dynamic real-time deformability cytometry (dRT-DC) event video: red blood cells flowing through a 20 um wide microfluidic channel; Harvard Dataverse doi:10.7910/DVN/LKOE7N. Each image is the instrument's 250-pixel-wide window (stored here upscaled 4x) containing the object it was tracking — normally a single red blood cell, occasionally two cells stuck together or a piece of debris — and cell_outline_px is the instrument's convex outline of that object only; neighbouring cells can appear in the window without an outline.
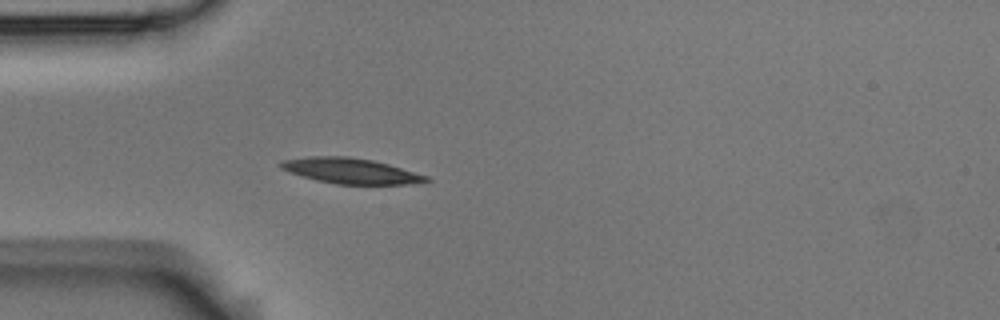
{"species": "Egyptian fruit bat (a non-hibernating species)", "species_latin": "Rousettus aegyptiacus", "temperature_condition": "room temperature", "stored_images_in_passage": 4, "camera_frame_rate_fps": 3000, "um_per_image_px": 0.085, "animal": {"sex": "male"}, "frame": {"image": 1, "passage_image": 4, "time_ms": 1.0, "image_size_px": [1000, 320], "cell_outline_px": [[432, 180], [412, 184], [336, 184], [316, 180], [288, 172], [280, 168], [276, 164], [280, 160], [308, 156], [348, 156], [372, 160], [388, 164], [428, 176]], "centroid_in_image_um": [29.74, 14.51], "position_along_channel_um": 55.3, "area_um2": 21.73}}